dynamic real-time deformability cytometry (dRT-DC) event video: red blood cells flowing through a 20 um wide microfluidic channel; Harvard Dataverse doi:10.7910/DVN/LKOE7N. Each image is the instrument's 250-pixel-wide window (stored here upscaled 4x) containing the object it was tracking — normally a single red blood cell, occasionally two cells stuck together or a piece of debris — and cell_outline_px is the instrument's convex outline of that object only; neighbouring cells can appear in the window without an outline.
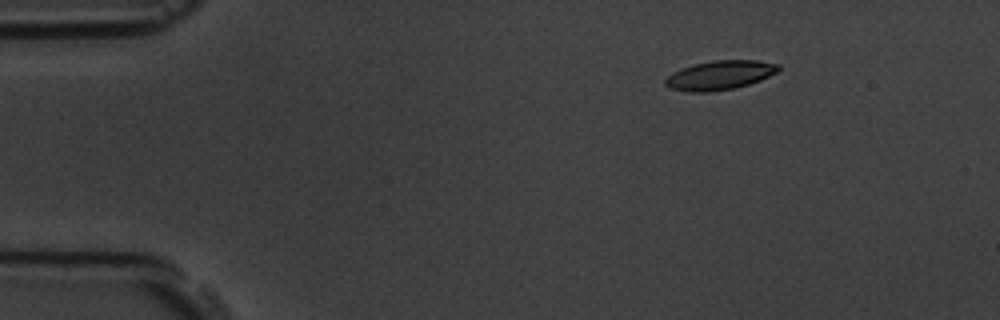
{"species": "common noctule bat (a hibernating species)", "species_latin": "Nyctalus noctula", "temperature_condition": "room temperature", "stored_images_in_passage": 6, "camera_frame_rate_fps": 3000, "um_per_image_px": 0.085, "animal": {"sex": "male", "body_mass_g": 19.5, "forearm_length_mm": 54.6}, "frame": {"image": 1, "passage_image": 3, "time_ms": 2.333, "image_size_px": [1000, 320], "cell_outline_px": [[780, 68], [776, 72], [760, 80], [748, 84], [732, 88], [708, 92], [688, 92], [672, 88], [664, 84], [664, 80], [672, 72], [680, 68], [712, 60], [756, 60], [780, 64]], "centroid_in_image_um": [61.16, 6.38], "position_along_channel_um": 23.8, "area_um2": 19.07}}
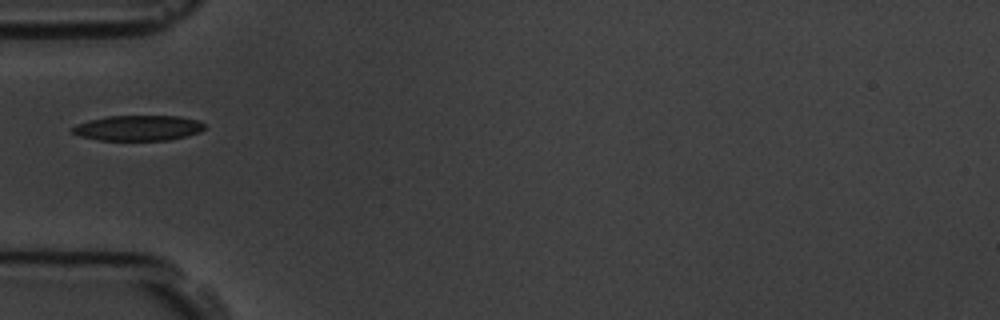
{"frame": {"image": 2, "passage_image": 6, "time_ms": 5.667, "image_size_px": [1000, 320], "cell_outline_px": [[204, 128], [200, 132], [168, 140], [100, 140], [80, 136], [72, 132], [68, 128], [76, 124], [88, 120], [108, 116], [180, 116], [200, 120], [204, 124]], "centroid_in_image_um": [11.71, 10.87], "position_along_channel_um": 73.3, "area_um2": 19.59}}